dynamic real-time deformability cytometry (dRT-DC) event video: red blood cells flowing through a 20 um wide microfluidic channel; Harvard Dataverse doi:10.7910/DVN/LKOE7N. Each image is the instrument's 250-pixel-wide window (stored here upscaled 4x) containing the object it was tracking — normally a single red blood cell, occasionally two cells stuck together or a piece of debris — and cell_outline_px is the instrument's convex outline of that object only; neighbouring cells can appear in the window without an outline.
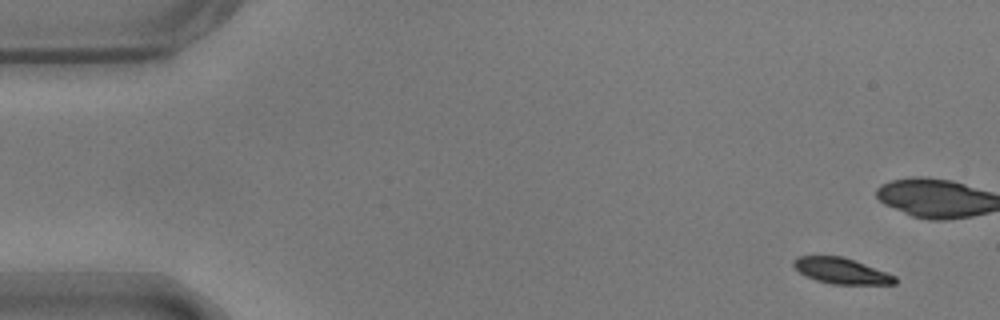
{"species": "common noctule bat (a hibernating species)", "species_latin": "Nyctalus noctula", "temperature_condition": "warm", "stored_images_in_passage": 10, "camera_frame_rate_fps": 3000, "um_per_image_px": 0.085, "animal": {"sex": "male", "body_mass_g": 17.9}, "frame": {"image": 1, "passage_image": 1, "time_ms": 0.0, "image_size_px": [1000, 320], "cell_outline_px": [[896, 284], [832, 284], [816, 280], [800, 272], [792, 264], [792, 260], [796, 256], [840, 256], [864, 264], [896, 276]], "centroid_in_image_um": [71.49, 23.02], "position_along_channel_um": 13.5, "area_um2": 14.97}}